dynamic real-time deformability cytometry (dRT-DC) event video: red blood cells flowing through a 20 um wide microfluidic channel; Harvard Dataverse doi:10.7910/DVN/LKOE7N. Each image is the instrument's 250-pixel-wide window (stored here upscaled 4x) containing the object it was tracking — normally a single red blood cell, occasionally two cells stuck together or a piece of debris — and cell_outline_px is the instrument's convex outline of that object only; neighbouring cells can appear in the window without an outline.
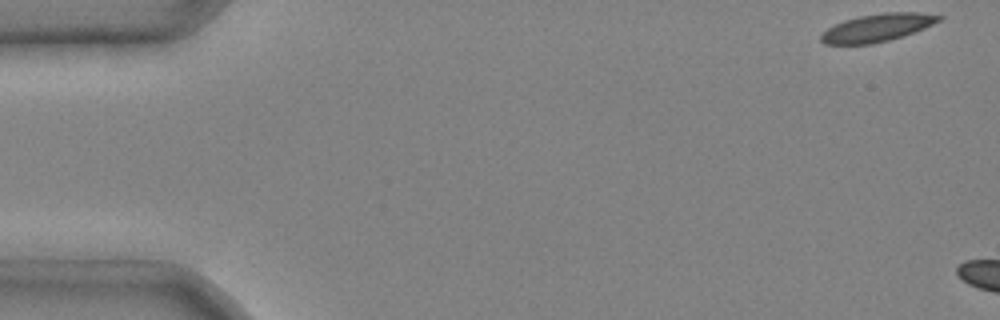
{"species": "common noctule bat (a hibernating species)", "species_latin": "Nyctalus noctula", "temperature_condition": "cold", "stored_images_in_passage": 2, "segment_of_instrument_passage": [2, 2], "camera_frame_rate_fps": 3000, "um_per_image_px": 0.085, "animal": {"sex": "male", "body_mass_g": 20.4}, "frame": {"image": 1, "passage_image": 2, "time_ms": 0.333, "image_size_px": [1000, 320], "cell_outline_px": [[944, 16], [940, 20], [924, 28], [904, 36], [872, 44], [824, 44], [820, 40], [820, 36], [828, 28], [844, 20], [860, 16], [884, 12], [920, 12]], "centroid_in_image_um": [74.58, 2.35], "position_along_channel_um": 10.4, "area_um2": 18.96}}